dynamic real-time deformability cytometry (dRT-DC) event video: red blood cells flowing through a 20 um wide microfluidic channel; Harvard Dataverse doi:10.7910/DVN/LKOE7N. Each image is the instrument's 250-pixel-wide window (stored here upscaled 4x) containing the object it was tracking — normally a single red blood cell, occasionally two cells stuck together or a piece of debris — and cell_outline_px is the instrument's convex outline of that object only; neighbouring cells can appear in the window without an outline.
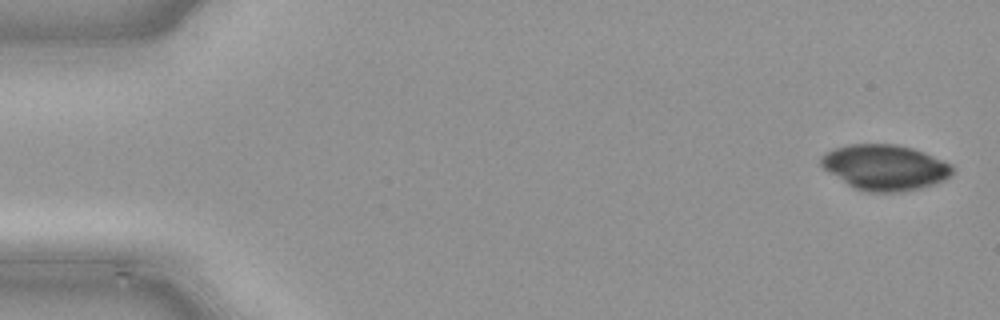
{"species": "common noctule bat (a hibernating species)", "species_latin": "Nyctalus noctula", "temperature_condition": "cold", "stored_images_in_passage": 47, "camera_frame_rate_fps": 3000, "um_per_image_px": 0.085, "animal": {"sex": "male", "body_mass_g": 21.5, "forearm_length_mm": 52.0}, "frame": {"image": 1, "passage_image": 1, "time_ms": 0.0, "image_size_px": [1000, 320], "cell_outline_px": [[952, 172], [944, 180], [936, 184], [920, 188], [900, 192], [868, 192], [856, 188], [848, 184], [820, 168], [820, 156], [824, 152], [848, 144], [892, 144], [912, 148], [952, 164]], "centroid_in_image_um": [75.17, 14.23], "position_along_channel_um": 9.8, "area_um2": 34.8}}